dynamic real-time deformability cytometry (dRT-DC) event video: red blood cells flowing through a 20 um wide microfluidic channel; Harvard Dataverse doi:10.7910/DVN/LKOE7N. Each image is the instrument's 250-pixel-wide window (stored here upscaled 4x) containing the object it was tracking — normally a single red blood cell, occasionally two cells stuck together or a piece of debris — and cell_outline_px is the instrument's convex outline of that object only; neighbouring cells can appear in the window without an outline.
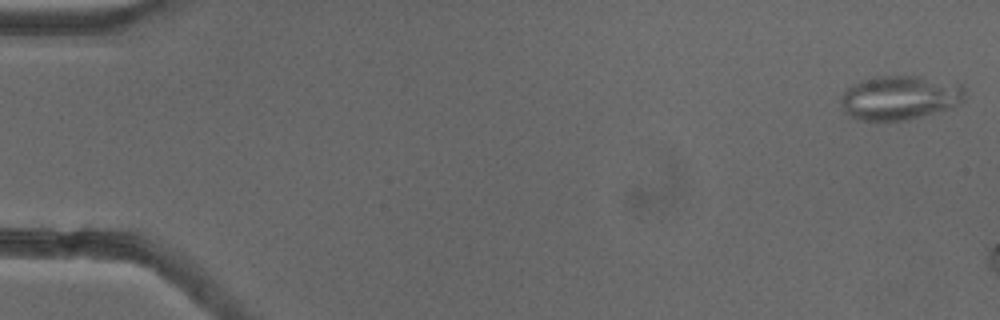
{"species": "common noctule bat (a hibernating species)", "species_latin": "Nyctalus noctula", "temperature_condition": "cold", "stored_images_in_passage": 8, "camera_frame_rate_fps": 3000, "um_per_image_px": 0.085, "animal": {"sex": "female"}, "frame": {"image": 1, "passage_image": 1, "time_ms": 0.0, "image_size_px": [1000, 320], "cell_outline_px": [[964, 100], [952, 108], [940, 112], [908, 120], [856, 120], [844, 112], [840, 104], [840, 100], [844, 92], [852, 84], [860, 80], [876, 76], [916, 76], [964, 84]], "centroid_in_image_um": [76.49, 8.31], "position_along_channel_um": 8.5, "area_um2": 32.31}}